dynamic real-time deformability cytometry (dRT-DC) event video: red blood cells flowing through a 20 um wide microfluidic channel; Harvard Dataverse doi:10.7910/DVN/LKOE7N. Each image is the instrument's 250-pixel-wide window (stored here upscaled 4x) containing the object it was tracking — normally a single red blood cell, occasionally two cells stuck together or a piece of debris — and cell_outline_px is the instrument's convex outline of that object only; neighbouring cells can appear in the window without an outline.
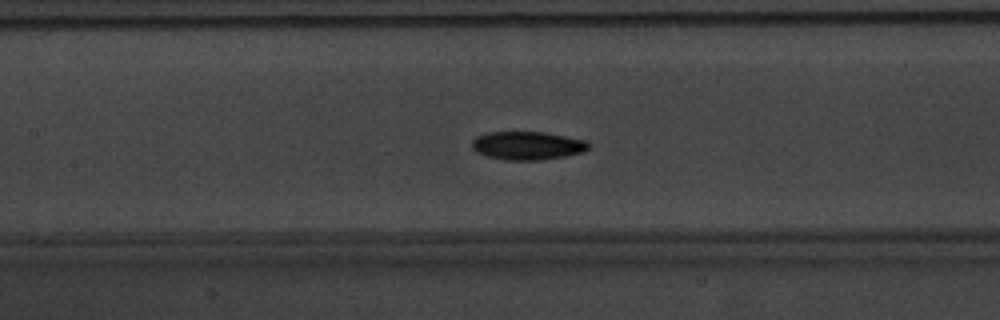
{"species": "common noctule bat (a hibernating species)", "species_latin": "Nyctalus noctula", "temperature_condition": "warm", "stored_images_in_passage": 48, "camera_frame_rate_fps": 3000, "um_per_image_px": 0.085, "animal": {"sex": "male", "body_mass_g": 20.1, "forearm_length_mm": 53.5}, "frame": {"image": 1, "passage_image": 26, "time_ms": 8.333, "image_size_px": [1000, 320], "cell_outline_px": [[592, 144], [584, 152], [564, 156], [540, 160], [504, 160], [488, 156], [476, 152], [472, 148], [472, 140], [476, 136], [488, 132], [544, 132], [588, 140]], "centroid_in_image_um": [44.86, 12.37], "position_along_channel_um": 162.5, "area_um2": 19.42}}
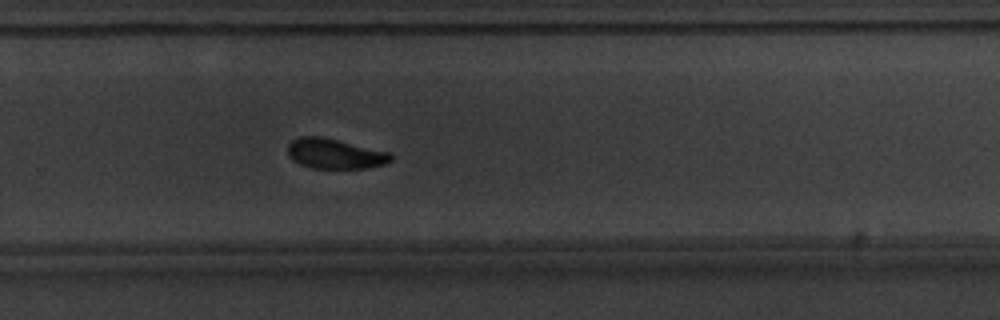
{"frame": {"image": 2, "passage_image": 37, "time_ms": 12.0, "image_size_px": [1000, 320], "cell_outline_px": [[392, 160], [384, 164], [368, 168], [312, 168], [300, 164], [292, 160], [288, 156], [288, 144], [292, 140], [300, 136], [320, 136], [392, 152]], "centroid_in_image_um": [28.47, 13.06], "position_along_channel_um": 301.3, "area_um2": 18.21}}
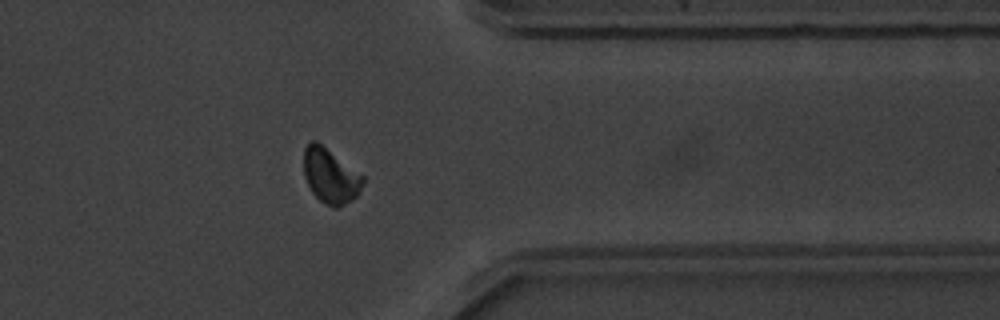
{"frame": {"image": 3, "passage_image": 44, "time_ms": 14.333, "image_size_px": [1000, 320], "cell_outline_px": [[364, 184], [356, 196], [344, 204], [336, 208], [332, 208], [324, 204], [312, 192], [304, 176], [304, 148], [312, 140], [316, 140], [364, 176]], "centroid_in_image_um": [28.08, 14.95], "position_along_channel_um": 383.3, "area_um2": 18.79}, "authors_computed_cell_mechanics": {"area_um2": 18.7272, "velocity_mm_per_s": 3.7975, "shape_relaxation_time_tau1_ms": 2.506, "shape_relaxation_time_tau2_ms": 5.9619, "deformation_change_tau1": 0.1269, "deformation_change_tau2": 0.1066}}